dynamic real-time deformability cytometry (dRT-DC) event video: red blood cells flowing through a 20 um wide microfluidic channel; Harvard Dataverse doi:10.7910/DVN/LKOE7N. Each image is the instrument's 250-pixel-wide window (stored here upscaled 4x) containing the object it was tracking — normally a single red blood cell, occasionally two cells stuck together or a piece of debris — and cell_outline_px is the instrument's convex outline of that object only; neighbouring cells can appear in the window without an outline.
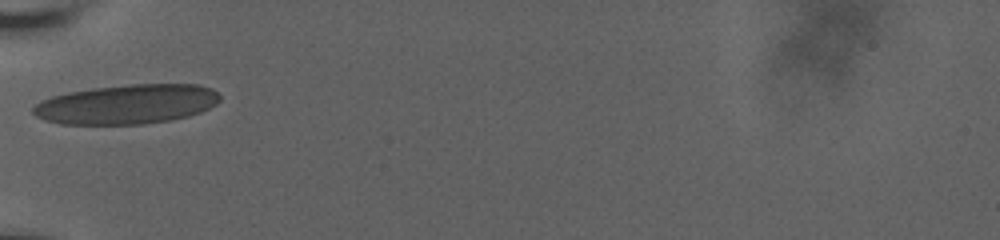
{"species": "human", "species_latin": "Homo sapiens", "temperature_condition": "room temperature", "stored_images_in_passage": 2, "camera_frame_rate_fps": 3000, "um_per_image_px": 0.085, "donor": {"sex": "male"}, "frame": {"image": 1, "passage_image": 1, "time_ms": 0.0, "image_size_px": [1000, 240], "cell_outline_px": [[220, 100], [216, 104], [200, 112], [188, 116], [172, 120], [144, 124], [60, 124], [44, 120], [36, 116], [32, 112], [32, 108], [40, 100], [52, 96], [68, 92], [92, 88], [132, 84], [200, 84], [212, 88], [220, 96]], "centroid_in_image_um": [10.78, 8.86], "position_along_channel_um": 74.2, "area_um2": 43.23}}